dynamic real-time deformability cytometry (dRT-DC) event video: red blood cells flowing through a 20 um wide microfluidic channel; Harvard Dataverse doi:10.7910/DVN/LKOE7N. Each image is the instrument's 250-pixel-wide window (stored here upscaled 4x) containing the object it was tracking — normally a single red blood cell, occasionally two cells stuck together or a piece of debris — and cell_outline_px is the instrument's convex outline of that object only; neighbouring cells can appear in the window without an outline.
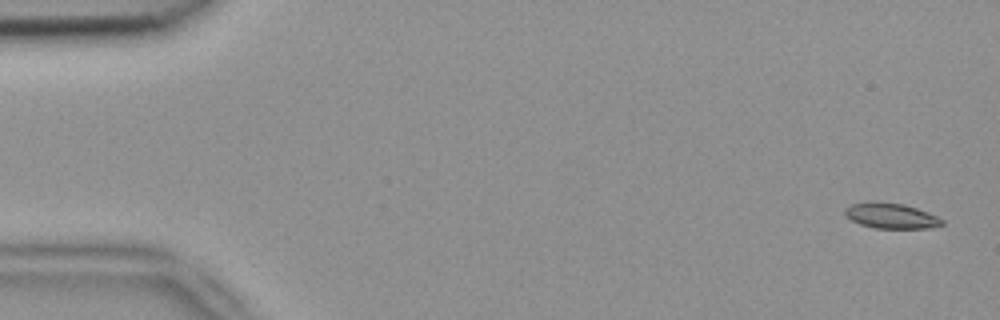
{"species": "common noctule bat (a hibernating species)", "species_latin": "Nyctalus noctula", "temperature_condition": "room temperature", "stored_images_in_passage": 3, "camera_frame_rate_fps": 3000, "um_per_image_px": 0.085, "animal": {"sex": "female", "body_mass_g": 18.4}, "frame": {"image": 1, "passage_image": 1, "time_ms": 0.0, "image_size_px": [1000, 320], "cell_outline_px": [[944, 224], [928, 228], [876, 228], [860, 224], [852, 220], [844, 212], [844, 208], [852, 204], [872, 200], [904, 204], [928, 212], [944, 220]], "centroid_in_image_um": [75.73, 18.32], "position_along_channel_um": 9.3, "area_um2": 14.39}}
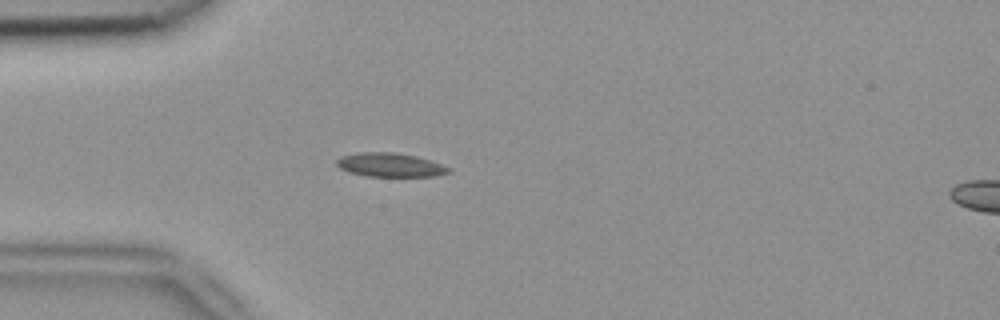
{"frame": {"image": 2, "passage_image": 3, "time_ms": 0.667, "image_size_px": [1000, 320], "cell_outline_px": [[452, 172], [436, 176], [368, 176], [348, 172], [340, 168], [336, 164], [336, 160], [340, 156], [360, 152], [396, 152], [416, 156], [452, 168]], "centroid_in_image_um": [33.16, 14.01], "position_along_channel_um": 51.8, "area_um2": 15.61}}